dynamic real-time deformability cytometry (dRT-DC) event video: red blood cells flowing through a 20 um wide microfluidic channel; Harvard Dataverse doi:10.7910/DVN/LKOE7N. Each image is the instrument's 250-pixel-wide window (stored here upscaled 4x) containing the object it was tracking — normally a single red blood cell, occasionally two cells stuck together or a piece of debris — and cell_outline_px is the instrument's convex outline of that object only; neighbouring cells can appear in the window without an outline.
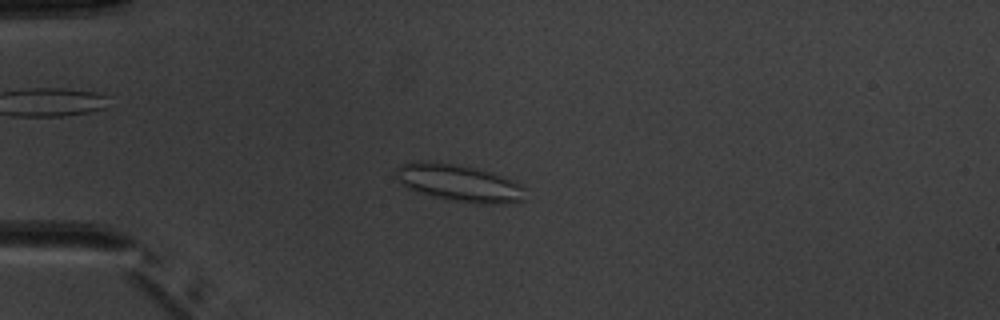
{"species": "common noctule bat (a hibernating species)", "species_latin": "Nyctalus noctula", "temperature_condition": "warm", "stored_images_in_passage": 4, "camera_frame_rate_fps": 3000, "um_per_image_px": 0.085, "animal": {"sex": "male", "body_mass_g": 20.1, "forearm_length_mm": 53.5}, "frame": {"image": 1, "passage_image": 4, "time_ms": 3.667, "image_size_px": [1000, 320], "cell_outline_px": [[524, 200], [504, 204], [480, 204], [452, 200], [416, 192], [408, 188], [396, 176], [396, 168], [400, 164], [416, 160], [452, 164], [472, 168], [488, 172], [524, 184]], "centroid_in_image_um": [39.03, 15.56], "position_along_channel_um": 46.0, "area_um2": 27.57}}